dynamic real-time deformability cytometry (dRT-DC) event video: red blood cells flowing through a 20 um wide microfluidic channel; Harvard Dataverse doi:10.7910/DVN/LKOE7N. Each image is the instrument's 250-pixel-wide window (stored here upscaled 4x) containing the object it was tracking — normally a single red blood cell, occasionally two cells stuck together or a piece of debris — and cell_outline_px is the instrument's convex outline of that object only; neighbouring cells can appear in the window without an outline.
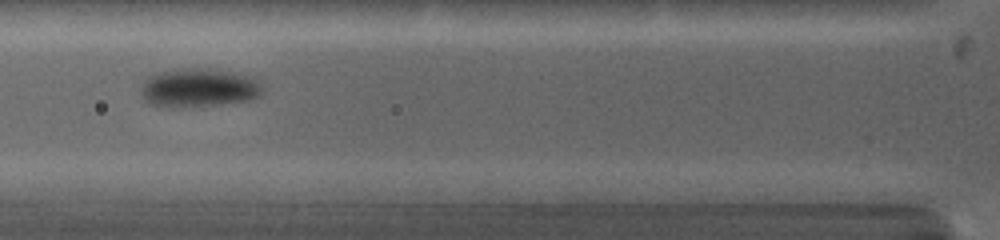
{"species": "common noctule bat (a hibernating species)", "species_latin": "Nyctalus noctula", "temperature_condition": "warm", "stored_images_in_passage": 15, "camera_frame_rate_fps": 5000, "um_per_image_px": 0.085, "animal": {"sex": "female", "body_mass_g": 19.0, "forearm_length_mm": 53.3}, "frame": {"image": 1, "passage_image": 10, "time_ms": 4.0, "image_size_px": [1000, 240], "cell_outline_px": [[264, 92], [248, 100], [220, 104], [180, 108], [172, 108], [148, 104], [144, 100], [140, 92], [140, 88], [144, 80], [148, 76], [156, 72], [184, 68], [196, 68], [228, 72], [248, 76], [260, 84]], "centroid_in_image_um": [16.78, 7.49], "position_along_channel_um": 109.0, "area_um2": 27.34}}
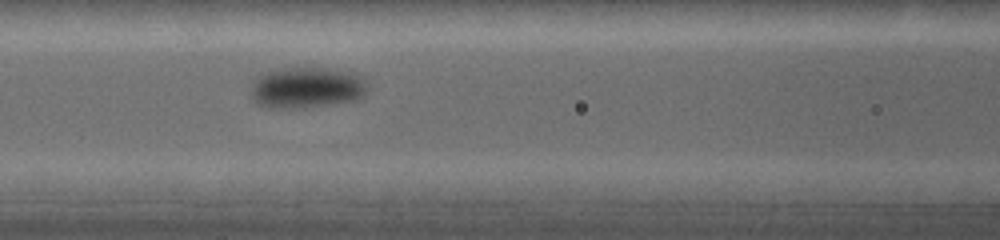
{"frame": {"image": 2, "passage_image": 12, "time_ms": 4.8, "image_size_px": [1000, 240], "cell_outline_px": [[368, 92], [364, 96], [356, 100], [328, 104], [296, 108], [268, 108], [256, 104], [252, 100], [252, 80], [268, 72], [280, 68], [320, 68], [360, 76], [368, 84]], "centroid_in_image_um": [26.03, 7.47], "position_along_channel_um": 140.6, "area_um2": 27.57}}
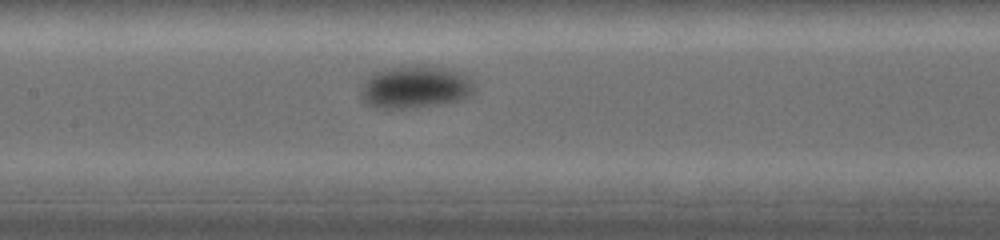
{"frame": {"image": 3, "passage_image": 14, "time_ms": 5.6, "image_size_px": [1000, 240], "cell_outline_px": [[472, 96], [464, 100], [416, 108], [372, 108], [360, 96], [360, 88], [364, 80], [368, 76], [384, 68], [420, 64], [424, 64], [444, 68], [468, 76], [472, 80]], "centroid_in_image_um": [35.26, 7.4], "position_along_channel_um": 172.1, "area_um2": 28.61}}